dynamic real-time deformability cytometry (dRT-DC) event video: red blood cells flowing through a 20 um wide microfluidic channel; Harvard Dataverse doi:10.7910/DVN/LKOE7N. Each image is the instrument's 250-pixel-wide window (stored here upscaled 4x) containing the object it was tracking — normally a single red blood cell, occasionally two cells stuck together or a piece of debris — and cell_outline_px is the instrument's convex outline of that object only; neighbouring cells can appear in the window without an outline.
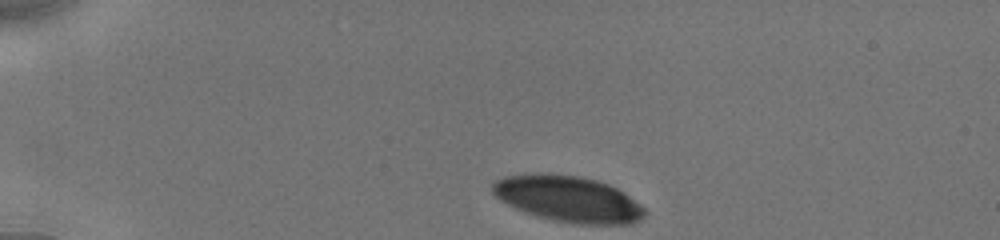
{"species": "human", "species_latin": "Homo sapiens", "temperature_condition": "cold", "stored_images_in_passage": 4, "camera_frame_rate_fps": 3000, "um_per_image_px": 0.085, "donor": {"sex": "male"}, "frame": {"image": 1, "passage_image": 1, "time_ms": 0.0, "image_size_px": [1000, 240], "cell_outline_px": [[648, 212], [640, 220], [632, 224], [572, 224], [552, 220], [524, 212], [500, 200], [492, 192], [492, 184], [496, 180], [504, 176], [536, 172], [576, 176], [596, 180], [608, 184], [624, 192], [640, 204]], "centroid_in_image_um": [48.3, 16.91], "position_along_channel_um": 36.7, "area_um2": 41.04}}
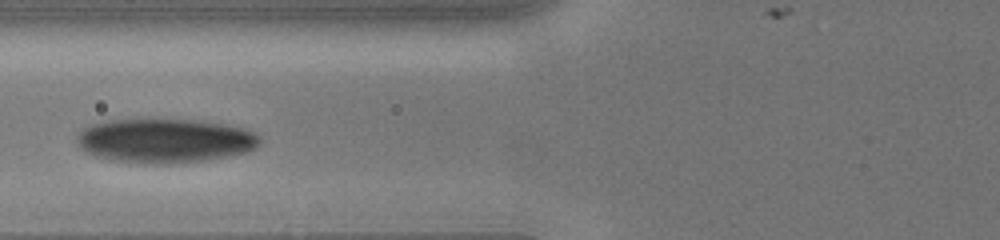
{"frame": {"image": 2, "passage_image": 4, "time_ms": 3.667, "image_size_px": [1000, 240], "cell_outline_px": [[260, 144], [256, 148], [248, 152], [232, 156], [204, 160], [168, 164], [144, 164], [108, 160], [84, 152], [76, 144], [76, 136], [84, 128], [92, 124], [108, 120], [204, 120], [244, 128], [260, 136]], "centroid_in_image_um": [14.01, 11.97], "position_along_channel_um": 111.8, "area_um2": 47.63}}